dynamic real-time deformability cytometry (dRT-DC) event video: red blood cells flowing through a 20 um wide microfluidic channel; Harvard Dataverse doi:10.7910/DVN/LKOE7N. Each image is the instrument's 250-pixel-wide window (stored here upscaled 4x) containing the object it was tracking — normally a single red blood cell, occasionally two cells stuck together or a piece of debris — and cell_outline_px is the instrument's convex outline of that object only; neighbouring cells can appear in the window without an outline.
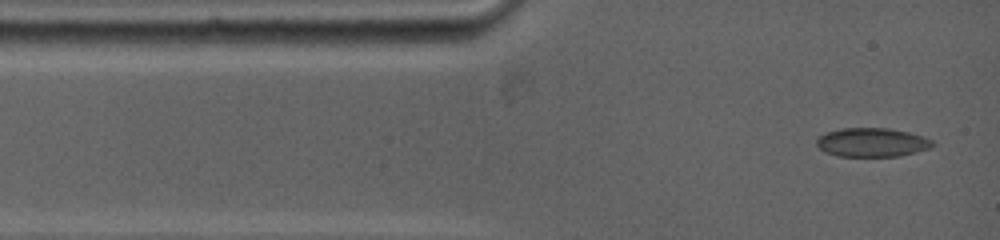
{"species": "common noctule bat (a hibernating species)", "species_latin": "Nyctalus noctula", "temperature_condition": "warm", "stored_images_in_passage": 4, "camera_frame_rate_fps": 5000, "um_per_image_px": 0.085, "animal": {"sex": "female", "body_mass_g": 19.0, "forearm_length_mm": 53.3}, "frame": {"image": 1, "passage_image": 1, "time_ms": 0.0, "image_size_px": [1000, 240], "cell_outline_px": [[936, 144], [932, 148], [916, 152], [896, 156], [840, 156], [824, 152], [816, 144], [816, 140], [820, 136], [828, 132], [840, 128], [888, 128], [908, 132], [924, 136], [932, 140]], "centroid_in_image_um": [74.15, 12.1], "position_along_channel_um": 10.8, "area_um2": 19.54}}
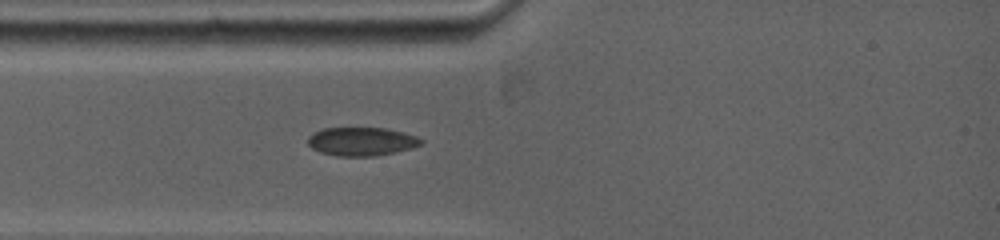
{"frame": {"image": 2, "passage_image": 4, "time_ms": 2.0, "image_size_px": [1000, 240], "cell_outline_px": [[424, 140], [420, 144], [408, 148], [392, 152], [372, 156], [340, 156], [320, 152], [312, 148], [308, 144], [308, 136], [312, 132], [324, 128], [388, 128], [416, 136]], "centroid_in_image_um": [30.67, 12.01], "position_along_channel_um": 54.3, "area_um2": 18.55}}